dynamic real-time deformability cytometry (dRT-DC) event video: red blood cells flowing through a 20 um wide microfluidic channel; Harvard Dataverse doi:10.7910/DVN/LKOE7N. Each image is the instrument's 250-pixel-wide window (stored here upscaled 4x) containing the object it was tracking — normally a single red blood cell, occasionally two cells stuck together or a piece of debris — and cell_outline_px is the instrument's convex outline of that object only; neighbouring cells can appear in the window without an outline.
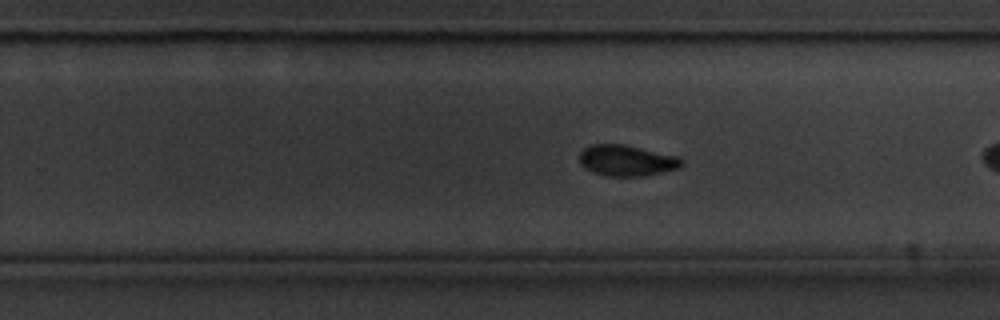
{"species": "common noctule bat (a hibernating species)", "species_latin": "Nyctalus noctula", "temperature_condition": "cold", "stored_images_in_passage": 23, "camera_frame_rate_fps": 3000, "um_per_image_px": 0.085, "animal": {"sex": "male", "body_mass_g": 20.1, "forearm_length_mm": 53.5}, "frame": {"image": 1, "passage_image": 20, "time_ms": 6.333, "image_size_px": [1000, 320], "cell_outline_px": [[684, 164], [680, 168], [648, 176], [608, 176], [592, 172], [580, 164], [580, 152], [584, 148], [592, 144], [624, 144], [676, 156], [684, 160]], "centroid_in_image_um": [53.29, 13.65], "position_along_channel_um": 276.5, "area_um2": 18.55}}